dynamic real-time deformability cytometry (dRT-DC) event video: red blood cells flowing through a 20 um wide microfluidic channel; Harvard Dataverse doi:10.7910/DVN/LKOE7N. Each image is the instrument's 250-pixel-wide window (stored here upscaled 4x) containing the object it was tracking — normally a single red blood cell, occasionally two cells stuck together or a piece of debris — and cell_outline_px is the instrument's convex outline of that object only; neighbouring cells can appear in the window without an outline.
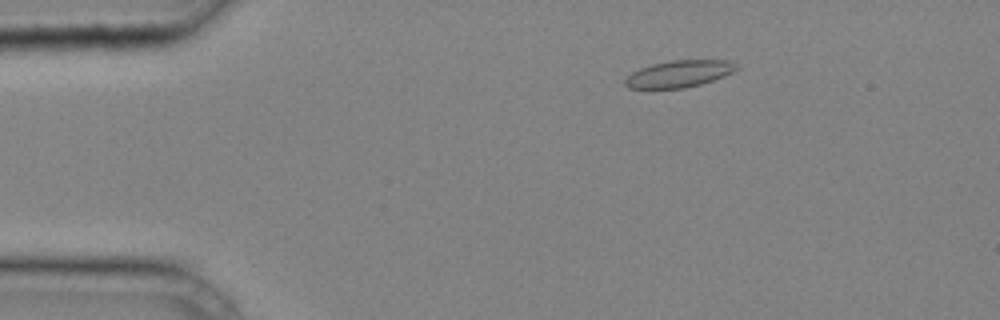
{"species": "common noctule bat (a hibernating species)", "species_latin": "Nyctalus noctula", "temperature_condition": "cold", "stored_images_in_passage": 34, "camera_frame_rate_fps": 3000, "um_per_image_px": 0.085, "animal": {"sex": "male", "body_mass_g": 20.4}, "frame": {"image": 1, "passage_image": 3, "time_ms": 0.667, "image_size_px": [1000, 320], "cell_outline_px": [[736, 68], [732, 72], [724, 76], [700, 84], [684, 88], [628, 88], [624, 84], [624, 80], [632, 72], [640, 68], [652, 64], [672, 60], [728, 60], [736, 64]], "centroid_in_image_um": [57.69, 6.27], "position_along_channel_um": 27.3, "area_um2": 17.22}}
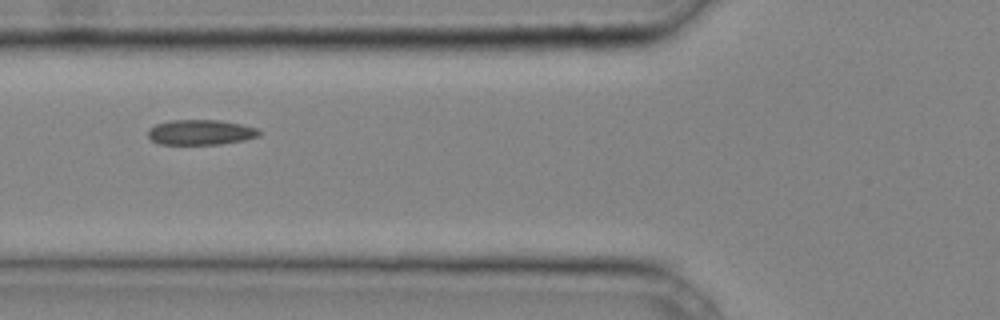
{"frame": {"image": 2, "passage_image": 12, "time_ms": 3.667, "image_size_px": [1000, 320], "cell_outline_px": [[260, 136], [244, 140], [220, 144], [160, 144], [152, 140], [148, 136], [148, 128], [156, 124], [172, 120], [220, 120], [240, 124], [256, 128], [260, 132]], "centroid_in_image_um": [17.04, 11.24], "position_along_channel_um": 108.8, "area_um2": 16.24}}
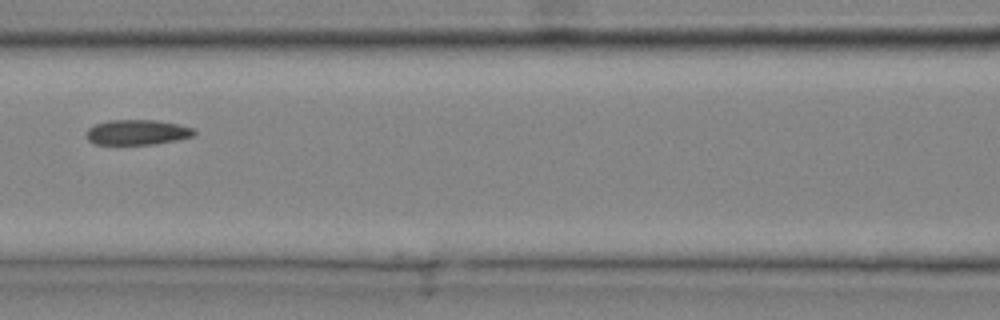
{"frame": {"image": 3, "passage_image": 15, "time_ms": 4.667, "image_size_px": [1000, 320], "cell_outline_px": [[196, 136], [176, 140], [152, 144], [96, 144], [88, 140], [88, 128], [96, 124], [108, 120], [156, 120], [196, 128]], "centroid_in_image_um": [11.72, 11.24], "position_along_channel_um": 154.9, "area_um2": 15.72}}